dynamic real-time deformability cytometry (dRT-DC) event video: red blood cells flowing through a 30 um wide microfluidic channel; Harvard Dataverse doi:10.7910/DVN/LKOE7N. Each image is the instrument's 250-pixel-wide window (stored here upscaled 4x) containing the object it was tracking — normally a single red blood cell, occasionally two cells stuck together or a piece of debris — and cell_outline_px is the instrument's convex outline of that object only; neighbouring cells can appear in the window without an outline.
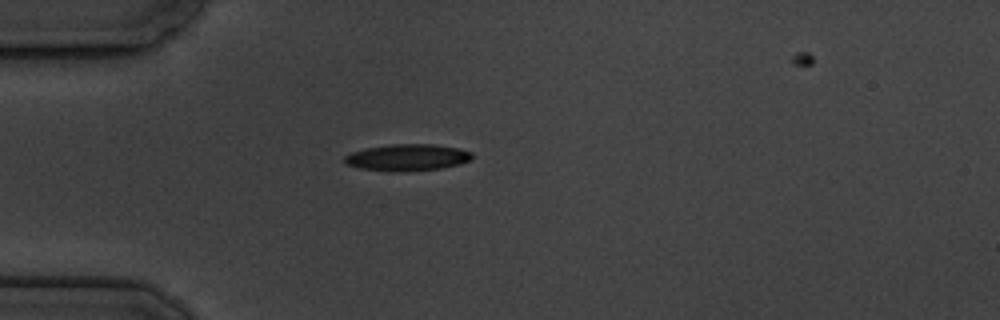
{"species": "common noctule bat (a hibernating species)", "species_latin": "Nyctalus noctula", "temperature_condition": "cold", "stored_images_in_passage": 2, "camera_frame_rate_fps": 3000, "um_per_image_px": 0.085, "animal": {"sex": "male", "body_mass_g": 19.5, "forearm_length_mm": 54.6}, "frame": {"image": 1, "passage_image": 1, "time_ms": 0.0, "image_size_px": [1000, 320], "cell_outline_px": [[472, 156], [468, 160], [460, 164], [440, 168], [408, 172], [392, 172], [360, 168], [344, 164], [344, 156], [352, 152], [364, 148], [388, 144], [432, 144], [460, 148], [472, 152]], "centroid_in_image_um": [34.59, 13.38], "position_along_channel_um": 50.4, "area_um2": 20.06}}